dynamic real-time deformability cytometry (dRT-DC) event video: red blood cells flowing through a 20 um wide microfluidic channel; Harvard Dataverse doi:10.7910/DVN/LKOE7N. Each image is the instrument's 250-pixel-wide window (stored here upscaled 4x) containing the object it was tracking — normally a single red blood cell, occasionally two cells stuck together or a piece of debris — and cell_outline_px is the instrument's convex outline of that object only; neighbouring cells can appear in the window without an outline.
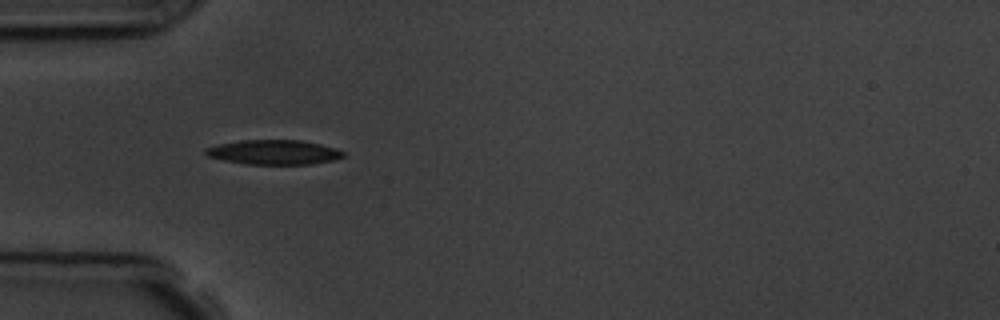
{"species": "common noctule bat (a hibernating species)", "species_latin": "Nyctalus noctula", "temperature_condition": "room temperature", "stored_images_in_passage": 5, "camera_frame_rate_fps": 3000, "um_per_image_px": 0.085, "animal": {"sex": "male", "body_mass_g": 19.5, "forearm_length_mm": 54.6}, "frame": {"image": 1, "passage_image": 1, "time_ms": 0.0, "image_size_px": [1000, 320], "cell_outline_px": [[344, 156], [336, 160], [312, 164], [244, 164], [224, 160], [208, 156], [204, 152], [204, 148], [220, 144], [240, 140], [300, 140], [320, 144], [336, 148], [344, 152]], "centroid_in_image_um": [23.29, 12.94], "position_along_channel_um": 61.7, "area_um2": 19.77}}